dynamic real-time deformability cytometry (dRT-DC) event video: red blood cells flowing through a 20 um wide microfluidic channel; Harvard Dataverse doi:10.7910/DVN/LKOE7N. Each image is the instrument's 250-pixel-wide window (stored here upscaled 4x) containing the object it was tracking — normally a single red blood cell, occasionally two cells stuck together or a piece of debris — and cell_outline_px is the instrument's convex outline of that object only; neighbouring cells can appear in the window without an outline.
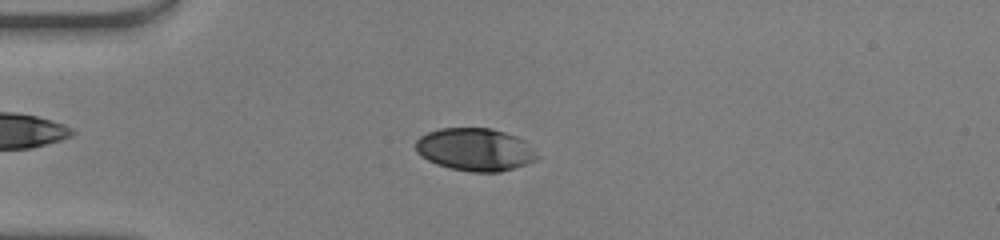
{"species": "human", "species_latin": "Homo sapiens", "temperature_condition": "warm", "stored_images_in_passage": 50, "camera_frame_rate_fps": 3000, "um_per_image_px": 0.085, "donor": {"sex": "male"}, "frame": {"image": 1, "passage_image": 14, "time_ms": 4.333, "image_size_px": [1000, 240], "cell_outline_px": [[532, 160], [524, 164], [512, 168], [496, 172], [476, 172], [452, 168], [428, 160], [416, 148], [416, 140], [420, 136], [428, 132], [444, 128], [488, 128], [512, 136]], "centroid_in_image_um": [40.15, 12.7], "position_along_channel_um": 44.9, "area_um2": 27.8}}
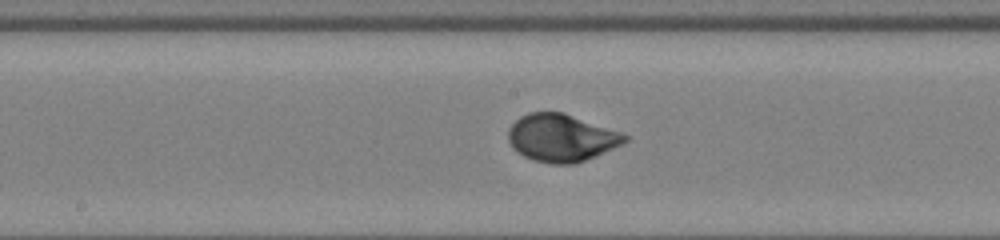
{"frame": {"image": 2, "passage_image": 27, "time_ms": 8.667, "image_size_px": [1000, 240], "cell_outline_px": [[628, 140], [620, 144], [584, 160], [568, 164], [560, 164], [536, 160], [520, 152], [512, 144], [508, 136], [508, 132], [512, 124], [516, 120], [532, 112], [560, 112], [628, 136]], "centroid_in_image_um": [47.69, 11.71], "position_along_channel_um": 200.5, "area_um2": 30.46}}
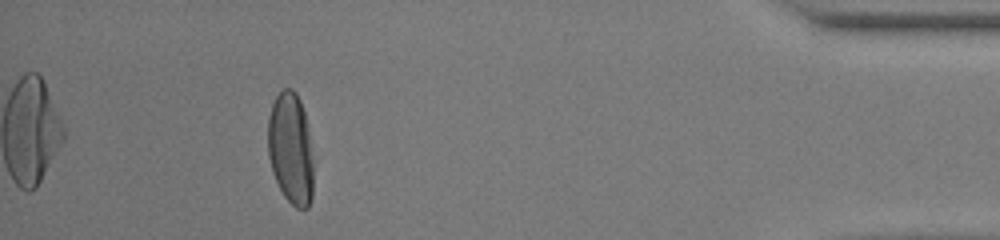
{"frame": {"image": 3, "passage_image": 46, "time_ms": 15.0, "image_size_px": [1000, 240], "cell_outline_px": [[312, 196], [308, 208], [296, 208], [284, 196], [276, 180], [268, 156], [268, 120], [272, 104], [276, 96], [284, 88], [288, 88], [296, 92], [304, 112], [308, 136], [312, 164]], "centroid_in_image_um": [24.69, 12.64], "position_along_channel_um": 410.5, "area_um2": 28.96}}